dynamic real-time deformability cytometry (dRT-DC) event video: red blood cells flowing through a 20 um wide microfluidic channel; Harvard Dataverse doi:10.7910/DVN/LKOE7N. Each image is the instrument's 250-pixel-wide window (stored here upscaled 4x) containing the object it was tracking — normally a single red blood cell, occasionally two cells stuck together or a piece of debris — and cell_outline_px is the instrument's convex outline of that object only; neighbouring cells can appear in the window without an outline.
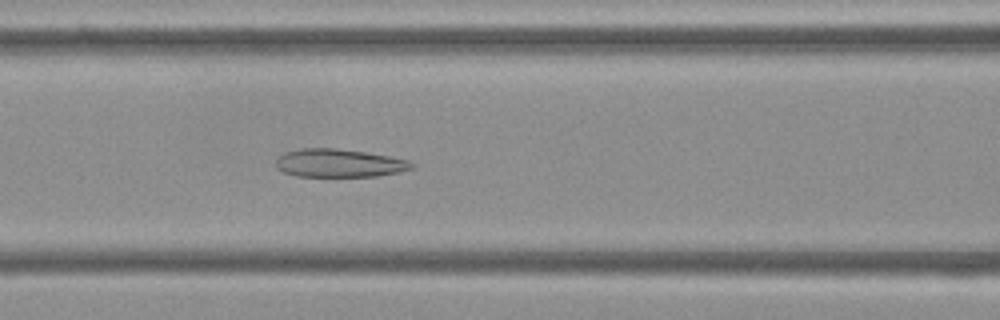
{"species": "Egyptian fruit bat (a non-hibernating species)", "species_latin": "Rousettus aegyptiacus", "temperature_condition": "cold", "stored_images_in_passage": 53, "camera_frame_rate_fps": 3000, "um_per_image_px": 0.085, "frame": {"image": 1, "passage_image": 22, "time_ms": 7.0, "image_size_px": [1000, 320], "cell_outline_px": [[416, 168], [376, 176], [296, 176], [284, 172], [276, 168], [276, 160], [284, 152], [300, 148], [336, 148], [364, 152], [388, 156], [408, 160], [416, 164]], "centroid_in_image_um": [28.82, 13.86], "position_along_channel_um": 137.8, "area_um2": 22.25}}
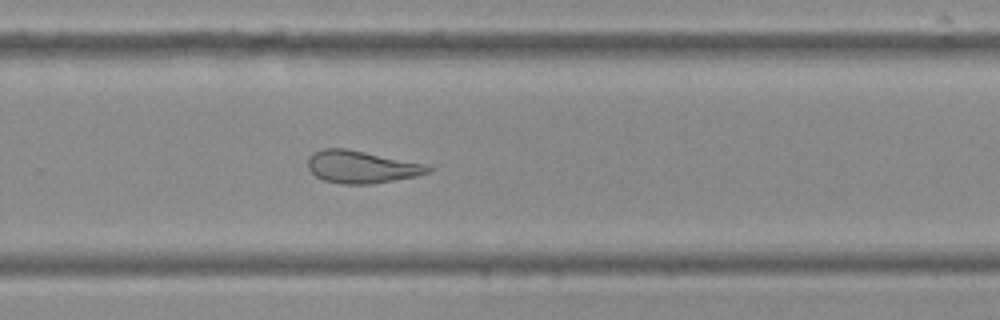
{"frame": {"image": 2, "passage_image": 35, "time_ms": 11.333, "image_size_px": [1000, 320], "cell_outline_px": [[432, 172], [416, 176], [372, 184], [344, 184], [324, 180], [316, 176], [308, 168], [308, 156], [312, 152], [324, 148], [344, 148], [424, 164], [432, 168]], "centroid_in_image_um": [30.69, 14.19], "position_along_channel_um": 299.1, "area_um2": 22.48}}
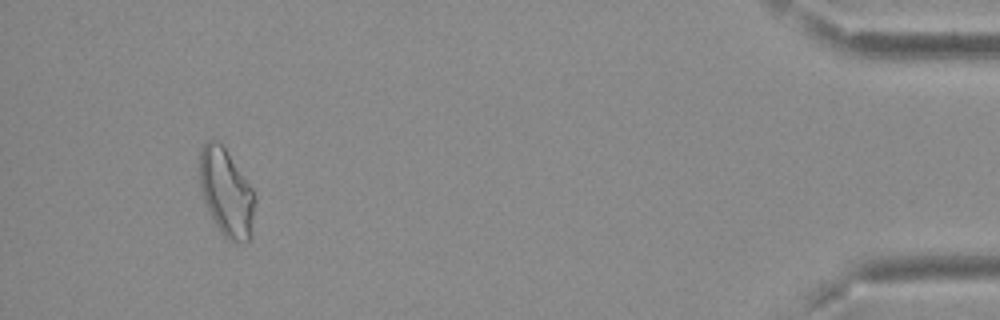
{"frame": {"image": 3, "passage_image": 50, "time_ms": 16.333, "image_size_px": [1000, 320], "cell_outline_px": [[256, 200], [248, 240], [244, 244], [228, 240], [224, 236], [212, 220], [204, 200], [200, 188], [200, 148], [208, 140], [216, 140], [224, 148], [252, 188], [256, 196]], "centroid_in_image_um": [19.22, 16.39], "position_along_channel_um": 416.0, "area_um2": 27.8}, "authors_computed_cell_mechanics": {"area_um2": 25.4898, "velocity_mm_per_s": 3.7384, "shape_relaxation_time_tau1_ms": null, "shape_relaxation_time_tau2_ms": 2.4749, "deformation_change_tau1": null, "deformation_change_tau2": 0.1201}}